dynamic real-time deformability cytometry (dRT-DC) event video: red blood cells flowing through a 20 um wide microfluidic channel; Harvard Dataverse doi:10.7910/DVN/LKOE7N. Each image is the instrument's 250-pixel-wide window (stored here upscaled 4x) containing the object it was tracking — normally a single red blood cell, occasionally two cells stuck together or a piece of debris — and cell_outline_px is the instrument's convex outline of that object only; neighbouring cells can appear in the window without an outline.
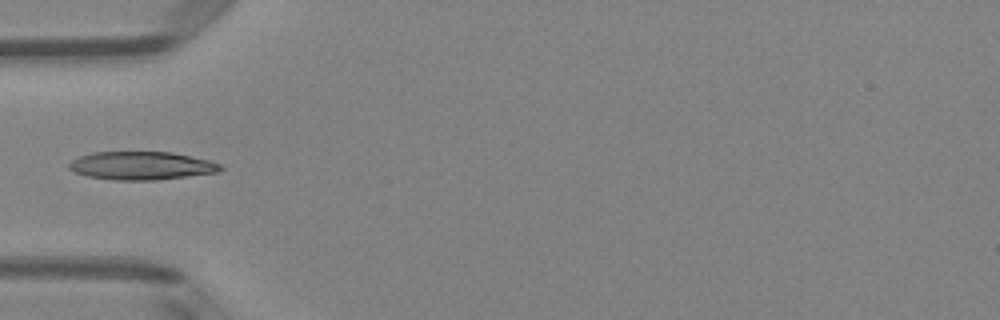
{"species": "Egyptian fruit bat (a non-hibernating species)", "species_latin": "Rousettus aegyptiacus", "temperature_condition": "room temperature", "stored_images_in_passage": 34, "camera_frame_rate_fps": 3000, "um_per_image_px": 0.085, "animal": {"sex": "female"}, "frame": {"image": 1, "passage_image": 1, "time_ms": 0.0, "image_size_px": [1000, 320], "cell_outline_px": [[224, 168], [220, 172], [156, 180], [116, 180], [88, 176], [76, 172], [68, 168], [68, 164], [72, 160], [80, 156], [92, 152], [172, 152], [208, 160], [220, 164]], "centroid_in_image_um": [12.04, 14.08], "position_along_channel_um": 73.0, "area_um2": 24.8}}
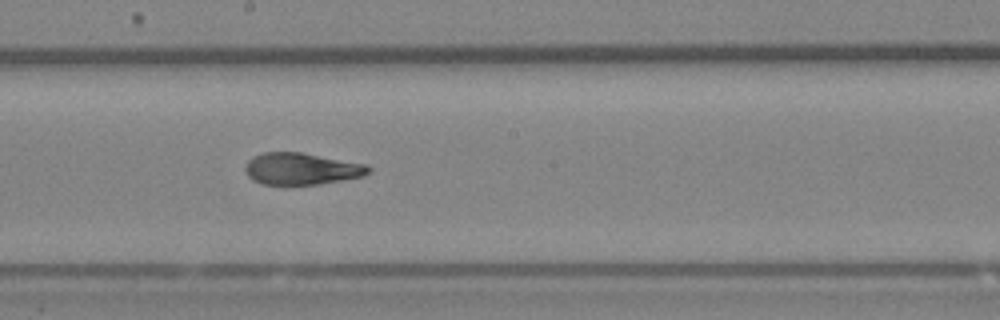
{"frame": {"image": 2, "passage_image": 12, "time_ms": 3.667, "image_size_px": [1000, 320], "cell_outline_px": [[372, 172], [364, 176], [320, 184], [288, 188], [260, 184], [252, 180], [248, 176], [244, 168], [244, 164], [252, 156], [264, 152], [300, 152], [368, 164], [372, 168]], "centroid_in_image_um": [25.6, 14.39], "position_along_channel_um": 222.6, "area_um2": 23.99}}
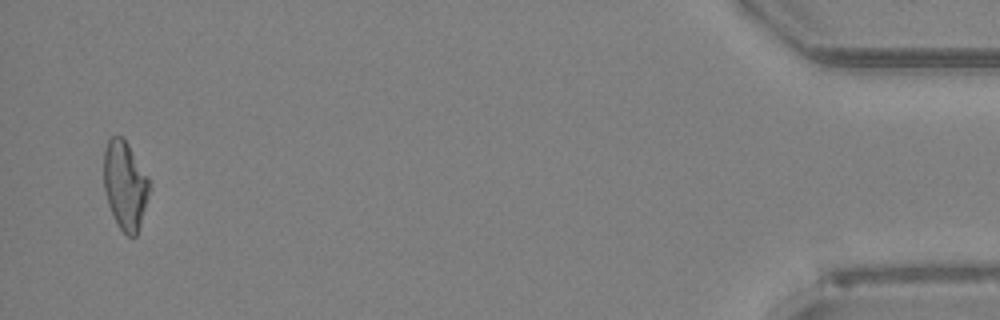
{"frame": {"image": 3, "passage_image": 33, "time_ms": 10.667, "image_size_px": [1000, 320], "cell_outline_px": [[152, 188], [136, 236], [128, 236], [120, 228], [108, 204], [104, 188], [104, 152], [108, 140], [112, 136], [120, 136], [128, 144], [148, 176]], "centroid_in_image_um": [10.65, 15.74], "position_along_channel_um": 424.5, "area_um2": 23.41}}